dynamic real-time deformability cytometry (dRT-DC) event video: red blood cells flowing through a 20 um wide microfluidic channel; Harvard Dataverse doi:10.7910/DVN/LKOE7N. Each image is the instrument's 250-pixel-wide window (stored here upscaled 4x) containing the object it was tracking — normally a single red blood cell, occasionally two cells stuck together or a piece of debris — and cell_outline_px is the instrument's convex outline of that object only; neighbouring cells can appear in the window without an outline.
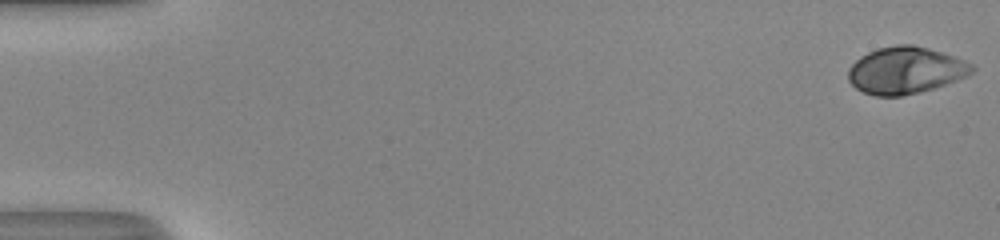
{"species": "human", "species_latin": "Homo sapiens", "temperature_condition": "room temperature", "stored_images_in_passage": 52, "camera_frame_rate_fps": 3000, "um_per_image_px": 0.085, "donor": {"sex": "male"}, "frame": {"image": 1, "passage_image": 1, "time_ms": 0.0, "image_size_px": [1000, 240], "cell_outline_px": [[976, 68], [968, 76], [920, 92], [900, 96], [876, 96], [864, 92], [856, 88], [848, 80], [848, 68], [860, 56], [876, 48], [896, 44], [912, 44], [928, 48], [964, 60], [972, 64]], "centroid_in_image_um": [76.95, 5.97], "position_along_channel_um": 8.1, "area_um2": 33.76}}
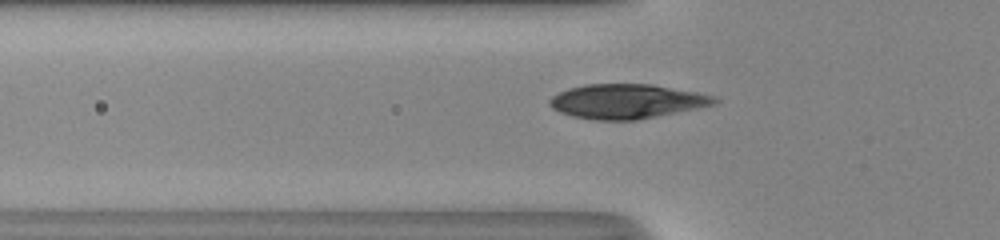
{"frame": {"image": 2, "passage_image": 19, "time_ms": 6.0, "image_size_px": [1000, 240], "cell_outline_px": [[720, 100], [716, 104], [636, 120], [592, 120], [572, 116], [560, 112], [552, 108], [548, 104], [548, 100], [552, 96], [568, 88], [584, 84], [652, 84], [696, 92], [716, 96]], "centroid_in_image_um": [53.25, 8.61], "position_along_channel_um": 72.6, "area_um2": 33.12}}
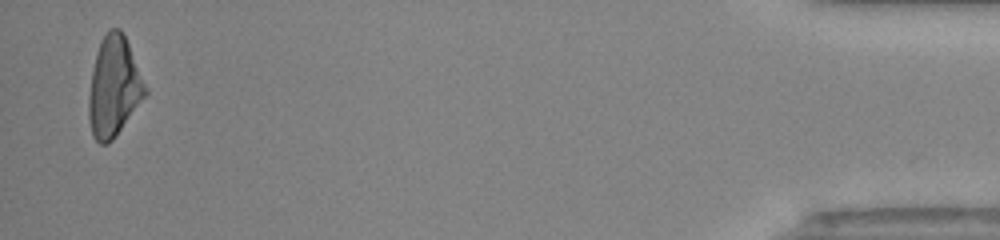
{"frame": {"image": 3, "passage_image": 51, "time_ms": 16.667, "image_size_px": [1000, 240], "cell_outline_px": [[148, 92], [112, 140], [108, 144], [100, 144], [92, 136], [88, 116], [88, 100], [92, 72], [96, 52], [100, 40], [108, 28], [120, 28], [128, 44], [148, 88]], "centroid_in_image_um": [9.66, 7.37], "position_along_channel_um": 425.5, "area_um2": 32.71}, "authors_computed_cell_mechanics": {"area_um2": 32.9749, "velocity_mm_per_s": 4.1278, "shape_relaxation_time_tau1_ms": 4.6166, "shape_relaxation_time_tau2_ms": null, "deformation_change_tau1": 0.2069, "deformation_change_tau2": null}}